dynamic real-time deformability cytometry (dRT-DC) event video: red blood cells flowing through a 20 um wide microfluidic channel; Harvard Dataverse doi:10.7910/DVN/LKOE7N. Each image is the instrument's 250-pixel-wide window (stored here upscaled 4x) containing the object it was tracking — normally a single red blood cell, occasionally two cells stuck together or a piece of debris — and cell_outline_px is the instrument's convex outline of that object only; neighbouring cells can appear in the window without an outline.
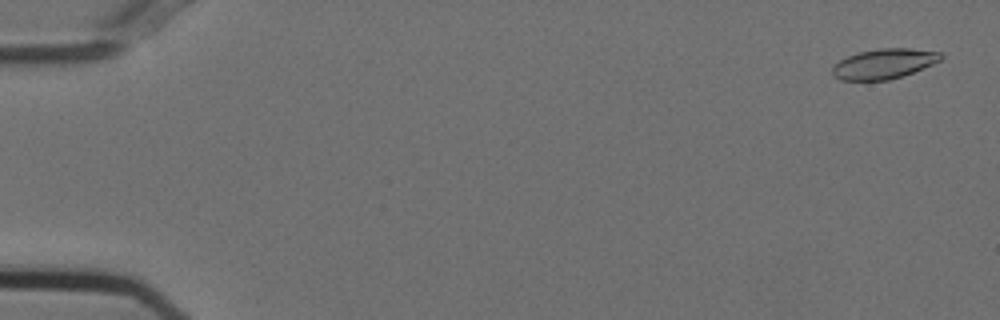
{"species": "Egyptian fruit bat (a non-hibernating species)", "species_latin": "Rousettus aegyptiacus", "temperature_condition": "cold", "stored_images_in_passage": 54, "camera_frame_rate_fps": 3000, "um_per_image_px": 0.085, "animal": {"sex": "female"}, "frame": {"image": 1, "passage_image": 1, "time_ms": 0.0, "image_size_px": [1000, 320], "cell_outline_px": [[944, 56], [940, 60], [932, 64], [912, 72], [888, 80], [840, 80], [832, 76], [832, 68], [840, 60], [848, 56], [860, 52], [880, 48], [908, 48], [940, 52]], "centroid_in_image_um": [75.11, 5.42], "position_along_channel_um": 9.9, "area_um2": 18.73}}
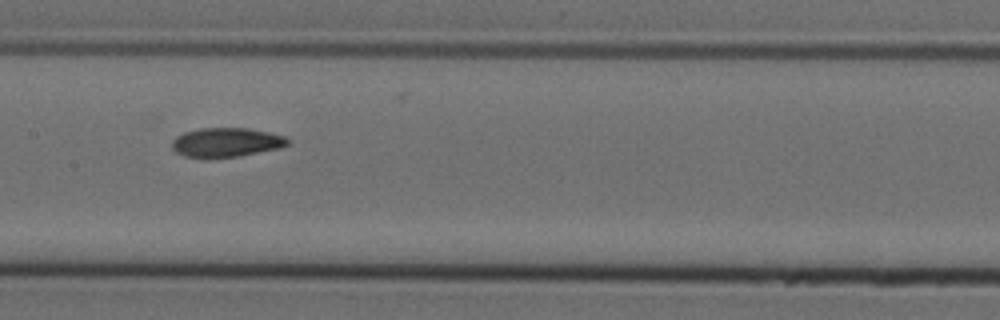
{"frame": {"image": 2, "passage_image": 27, "time_ms": 8.667, "image_size_px": [1000, 320], "cell_outline_px": [[292, 140], [288, 144], [280, 148], [240, 156], [184, 156], [176, 152], [172, 148], [172, 140], [176, 136], [184, 132], [200, 128], [248, 128], [268, 132], [284, 136]], "centroid_in_image_um": [19.26, 12.08], "position_along_channel_um": 188.1, "area_um2": 19.42}}
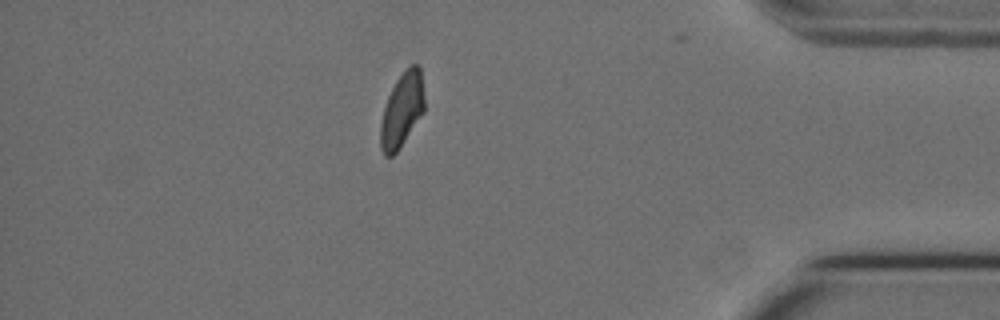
{"frame": {"image": 3, "passage_image": 47, "time_ms": 15.333, "image_size_px": [1000, 320], "cell_outline_px": [[424, 112], [400, 148], [392, 156], [384, 156], [380, 148], [380, 124], [384, 108], [388, 96], [396, 80], [408, 64], [416, 64], [420, 68], [424, 96]], "centroid_in_image_um": [34.16, 9.35], "position_along_channel_um": 401.0, "area_um2": 19.13}, "authors_computed_cell_mechanics": {"area_um2": 19.5653, "velocity_mm_per_s": 3.7214, "shape_relaxation_time_tau1_ms": 6.4841, "shape_relaxation_time_tau2_ms": 2.8075, "deformation_change_tau1": 0.1626, "deformation_change_tau2": 0.0835}}